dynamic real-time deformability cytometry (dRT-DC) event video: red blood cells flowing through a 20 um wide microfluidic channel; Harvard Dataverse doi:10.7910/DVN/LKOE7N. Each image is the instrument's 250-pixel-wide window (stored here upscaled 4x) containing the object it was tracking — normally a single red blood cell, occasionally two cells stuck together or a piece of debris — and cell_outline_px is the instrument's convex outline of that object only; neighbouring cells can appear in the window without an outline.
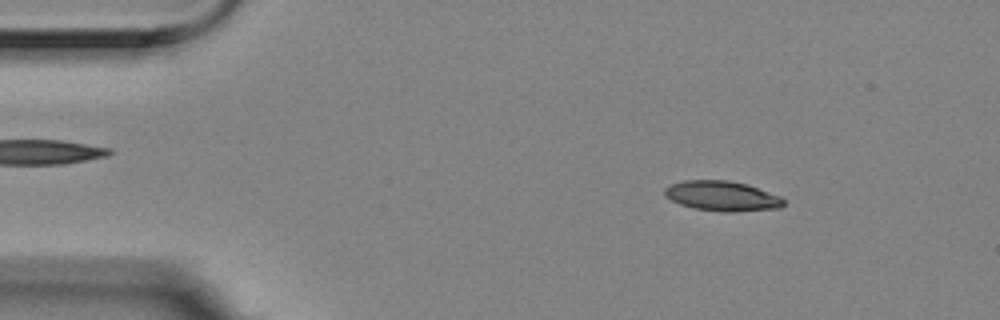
{"species": "Egyptian fruit bat (a non-hibernating species)", "species_latin": "Rousettus aegyptiacus", "temperature_condition": "room temperature", "stored_images_in_passage": 4, "camera_frame_rate_fps": 3000, "um_per_image_px": 0.085, "animal": {"sex": "female"}, "frame": {"image": 1, "passage_image": 2, "time_ms": 0.333, "image_size_px": [1000, 320], "cell_outline_px": [[784, 204], [780, 208], [736, 212], [724, 212], [696, 208], [680, 204], [664, 196], [664, 188], [672, 184], [684, 180], [728, 180], [748, 184], [780, 196], [784, 200]], "centroid_in_image_um": [61.39, 16.66], "position_along_channel_um": 23.6, "area_um2": 20.81}}